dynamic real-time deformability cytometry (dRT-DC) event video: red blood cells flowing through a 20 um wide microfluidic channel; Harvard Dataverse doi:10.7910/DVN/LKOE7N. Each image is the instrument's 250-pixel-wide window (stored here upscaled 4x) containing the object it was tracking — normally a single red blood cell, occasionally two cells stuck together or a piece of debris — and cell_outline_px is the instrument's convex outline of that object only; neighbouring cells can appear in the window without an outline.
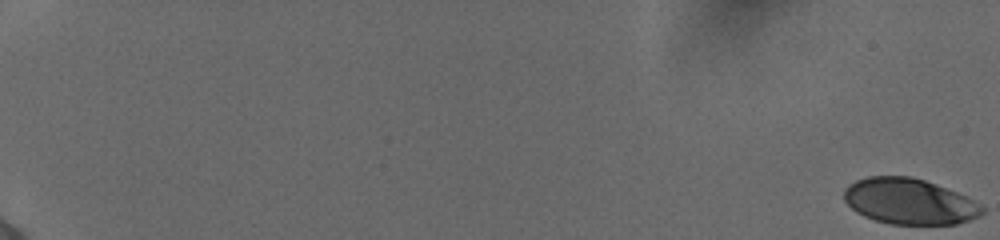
{"species": "human", "species_latin": "Homo sapiens", "temperature_condition": "cold", "stored_images_in_passage": 57, "camera_frame_rate_fps": 3000, "um_per_image_px": 0.085, "donor": {"sex": "female"}, "frame": {"image": 1, "passage_image": 1, "time_ms": 0.0, "image_size_px": [1000, 240], "cell_outline_px": [[984, 212], [980, 216], [956, 224], [892, 224], [876, 220], [864, 216], [856, 212], [844, 200], [844, 188], [848, 184], [856, 180], [868, 176], [912, 176], [936, 184], [956, 192], [972, 200], [984, 208]], "centroid_in_image_um": [77.26, 17.11], "position_along_channel_um": 7.7, "area_um2": 36.7}}
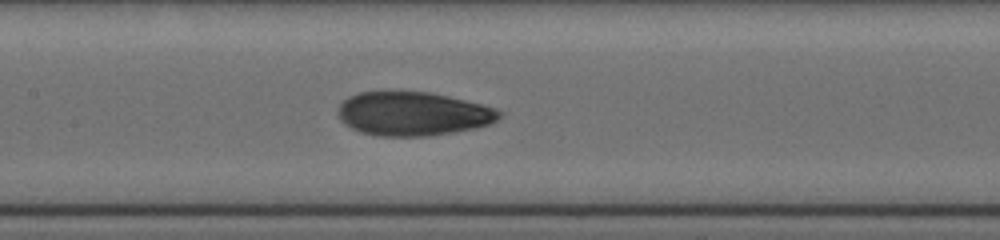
{"frame": {"image": 2, "passage_image": 32, "time_ms": 10.333, "image_size_px": [1000, 240], "cell_outline_px": [[504, 112], [496, 120], [488, 124], [476, 128], [428, 136], [380, 136], [360, 132], [352, 128], [340, 120], [340, 104], [348, 96], [360, 92], [384, 88], [432, 92], [484, 104], [496, 108]], "centroid_in_image_um": [35.1, 9.62], "position_along_channel_um": 172.3, "area_um2": 42.14}}
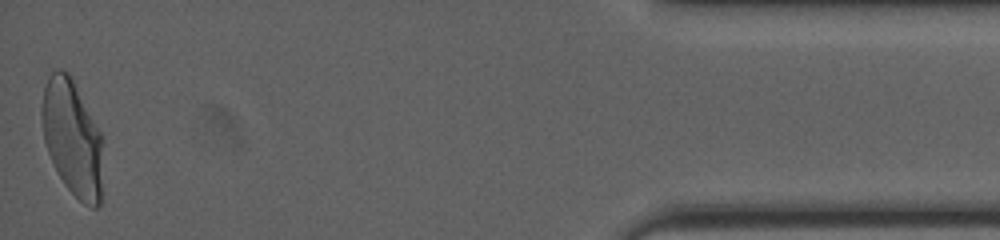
{"frame": {"image": 3, "passage_image": 57, "time_ms": 18.667, "image_size_px": [1000, 240], "cell_outline_px": [[100, 204], [96, 208], [92, 208], [84, 204], [64, 184], [48, 152], [44, 140], [40, 116], [40, 112], [44, 88], [48, 76], [52, 72], [60, 68], [68, 72], [100, 132]], "centroid_in_image_um": [6.09, 11.69], "position_along_channel_um": 429.1, "area_um2": 40.17}, "authors_computed_cell_mechanics": {"area_um2": 39.9398, "velocity_mm_per_s": 3.8785, "shape_relaxation_time_tau1_ms": 5.3031, "shape_relaxation_time_tau2_ms": 1.1364, "deformation_change_tau1": 0.1956, "deformation_change_tau2": 0.0588}}